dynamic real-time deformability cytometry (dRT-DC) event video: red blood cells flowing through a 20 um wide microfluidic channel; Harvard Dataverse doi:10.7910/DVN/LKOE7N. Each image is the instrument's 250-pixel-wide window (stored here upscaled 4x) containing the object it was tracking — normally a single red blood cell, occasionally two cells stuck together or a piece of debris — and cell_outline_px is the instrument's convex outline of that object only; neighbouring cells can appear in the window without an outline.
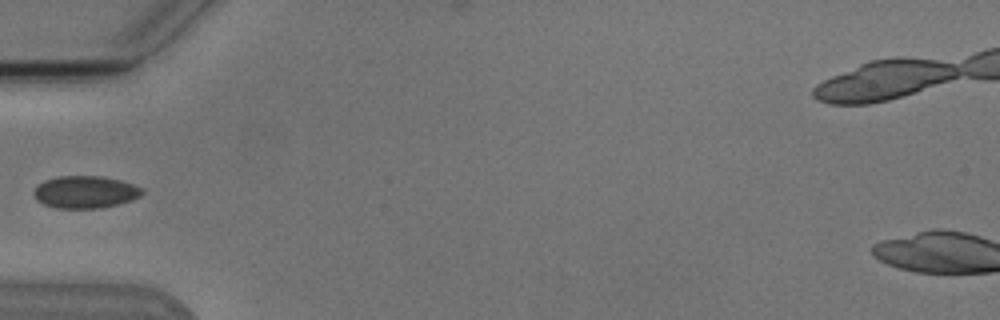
{"species": "Egyptian fruit bat (a non-hibernating species)", "species_latin": "Rousettus aegyptiacus", "temperature_condition": "cold", "stored_images_in_passage": 3, "camera_frame_rate_fps": 3000, "um_per_image_px": 0.085, "animal": {"sex": "male"}, "frame": {"image": 1, "passage_image": 3, "time_ms": 2.333, "image_size_px": [1000, 320], "cell_outline_px": [[144, 192], [140, 196], [132, 200], [100, 208], [56, 208], [44, 204], [36, 200], [32, 196], [32, 192], [44, 180], [60, 176], [100, 176], [120, 180], [132, 184], [140, 188]], "centroid_in_image_um": [7.21, 16.32], "position_along_channel_um": 77.8, "area_um2": 20.29}}